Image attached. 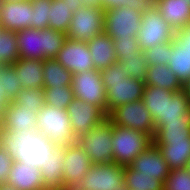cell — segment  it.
<instances>
[{"label":"cell","instance_id":"60d3db41","mask_svg":"<svg viewBox=\"0 0 190 190\" xmlns=\"http://www.w3.org/2000/svg\"><path fill=\"white\" fill-rule=\"evenodd\" d=\"M115 53L117 60L122 57H130L141 50L136 36H128L125 38H115Z\"/></svg>","mask_w":190,"mask_h":190},{"label":"cell","instance_id":"5b68a950","mask_svg":"<svg viewBox=\"0 0 190 190\" xmlns=\"http://www.w3.org/2000/svg\"><path fill=\"white\" fill-rule=\"evenodd\" d=\"M152 143V139L134 129L113 124L112 150L113 162L120 166H128Z\"/></svg>","mask_w":190,"mask_h":190},{"label":"cell","instance_id":"603a6c76","mask_svg":"<svg viewBox=\"0 0 190 190\" xmlns=\"http://www.w3.org/2000/svg\"><path fill=\"white\" fill-rule=\"evenodd\" d=\"M44 60L19 58L13 65L23 89L43 88Z\"/></svg>","mask_w":190,"mask_h":190},{"label":"cell","instance_id":"8d00e7d4","mask_svg":"<svg viewBox=\"0 0 190 190\" xmlns=\"http://www.w3.org/2000/svg\"><path fill=\"white\" fill-rule=\"evenodd\" d=\"M13 101L19 104L21 108L31 109L38 114L41 108L45 106L43 88L22 89Z\"/></svg>","mask_w":190,"mask_h":190},{"label":"cell","instance_id":"8fae6325","mask_svg":"<svg viewBox=\"0 0 190 190\" xmlns=\"http://www.w3.org/2000/svg\"><path fill=\"white\" fill-rule=\"evenodd\" d=\"M104 32L113 40L137 36L142 24V13L129 6H117L104 10Z\"/></svg>","mask_w":190,"mask_h":190},{"label":"cell","instance_id":"484cf974","mask_svg":"<svg viewBox=\"0 0 190 190\" xmlns=\"http://www.w3.org/2000/svg\"><path fill=\"white\" fill-rule=\"evenodd\" d=\"M174 93L175 92L158 86L145 85L142 101L147 107L149 113L152 115L154 124L161 117H164L166 101L168 99H172V95Z\"/></svg>","mask_w":190,"mask_h":190},{"label":"cell","instance_id":"7c38bea8","mask_svg":"<svg viewBox=\"0 0 190 190\" xmlns=\"http://www.w3.org/2000/svg\"><path fill=\"white\" fill-rule=\"evenodd\" d=\"M71 87L75 98L99 107L106 114V90L99 70L73 74Z\"/></svg>","mask_w":190,"mask_h":190},{"label":"cell","instance_id":"ee69618b","mask_svg":"<svg viewBox=\"0 0 190 190\" xmlns=\"http://www.w3.org/2000/svg\"><path fill=\"white\" fill-rule=\"evenodd\" d=\"M154 4V0H131L128 5L130 8L144 13Z\"/></svg>","mask_w":190,"mask_h":190},{"label":"cell","instance_id":"ba28073f","mask_svg":"<svg viewBox=\"0 0 190 190\" xmlns=\"http://www.w3.org/2000/svg\"><path fill=\"white\" fill-rule=\"evenodd\" d=\"M107 118L114 125L138 130L151 139L154 137V120L142 100L116 107L107 115Z\"/></svg>","mask_w":190,"mask_h":190},{"label":"cell","instance_id":"52a82bcc","mask_svg":"<svg viewBox=\"0 0 190 190\" xmlns=\"http://www.w3.org/2000/svg\"><path fill=\"white\" fill-rule=\"evenodd\" d=\"M176 31L164 20L153 4L142 13V24L136 38L141 50L175 40Z\"/></svg>","mask_w":190,"mask_h":190},{"label":"cell","instance_id":"d6986e66","mask_svg":"<svg viewBox=\"0 0 190 190\" xmlns=\"http://www.w3.org/2000/svg\"><path fill=\"white\" fill-rule=\"evenodd\" d=\"M7 183L18 190H45L40 168L13 160Z\"/></svg>","mask_w":190,"mask_h":190},{"label":"cell","instance_id":"836d02e7","mask_svg":"<svg viewBox=\"0 0 190 190\" xmlns=\"http://www.w3.org/2000/svg\"><path fill=\"white\" fill-rule=\"evenodd\" d=\"M119 62L123 65V71L128 77L144 81L149 64L144 57L143 50L130 57H122Z\"/></svg>","mask_w":190,"mask_h":190},{"label":"cell","instance_id":"7402d4cb","mask_svg":"<svg viewBox=\"0 0 190 190\" xmlns=\"http://www.w3.org/2000/svg\"><path fill=\"white\" fill-rule=\"evenodd\" d=\"M86 43L95 69L101 71L118 61L114 41L105 32L95 36Z\"/></svg>","mask_w":190,"mask_h":190},{"label":"cell","instance_id":"7dc6e473","mask_svg":"<svg viewBox=\"0 0 190 190\" xmlns=\"http://www.w3.org/2000/svg\"><path fill=\"white\" fill-rule=\"evenodd\" d=\"M9 101L7 100L4 90L0 84V116L3 113L4 108L8 105Z\"/></svg>","mask_w":190,"mask_h":190},{"label":"cell","instance_id":"44dd1931","mask_svg":"<svg viewBox=\"0 0 190 190\" xmlns=\"http://www.w3.org/2000/svg\"><path fill=\"white\" fill-rule=\"evenodd\" d=\"M65 152L66 146H55L46 163L40 167L45 189H64L63 165Z\"/></svg>","mask_w":190,"mask_h":190},{"label":"cell","instance_id":"4316f807","mask_svg":"<svg viewBox=\"0 0 190 190\" xmlns=\"http://www.w3.org/2000/svg\"><path fill=\"white\" fill-rule=\"evenodd\" d=\"M72 72L68 71L55 58L43 63V89L72 85Z\"/></svg>","mask_w":190,"mask_h":190},{"label":"cell","instance_id":"9a60e30c","mask_svg":"<svg viewBox=\"0 0 190 190\" xmlns=\"http://www.w3.org/2000/svg\"><path fill=\"white\" fill-rule=\"evenodd\" d=\"M64 159V189H72L84 178L93 163L78 143L66 146Z\"/></svg>","mask_w":190,"mask_h":190},{"label":"cell","instance_id":"ab89813d","mask_svg":"<svg viewBox=\"0 0 190 190\" xmlns=\"http://www.w3.org/2000/svg\"><path fill=\"white\" fill-rule=\"evenodd\" d=\"M163 190H190V172L186 169H173L166 177Z\"/></svg>","mask_w":190,"mask_h":190},{"label":"cell","instance_id":"d6a6232c","mask_svg":"<svg viewBox=\"0 0 190 190\" xmlns=\"http://www.w3.org/2000/svg\"><path fill=\"white\" fill-rule=\"evenodd\" d=\"M19 58L16 32L0 28V64L12 65Z\"/></svg>","mask_w":190,"mask_h":190},{"label":"cell","instance_id":"d590c367","mask_svg":"<svg viewBox=\"0 0 190 190\" xmlns=\"http://www.w3.org/2000/svg\"><path fill=\"white\" fill-rule=\"evenodd\" d=\"M43 91L45 105H51L57 109H66L75 98L71 86L46 88Z\"/></svg>","mask_w":190,"mask_h":190},{"label":"cell","instance_id":"f546056e","mask_svg":"<svg viewBox=\"0 0 190 190\" xmlns=\"http://www.w3.org/2000/svg\"><path fill=\"white\" fill-rule=\"evenodd\" d=\"M171 60L168 63L170 70L176 75L181 85L190 79V54L176 40H173Z\"/></svg>","mask_w":190,"mask_h":190},{"label":"cell","instance_id":"6da1fadb","mask_svg":"<svg viewBox=\"0 0 190 190\" xmlns=\"http://www.w3.org/2000/svg\"><path fill=\"white\" fill-rule=\"evenodd\" d=\"M0 146L14 160L40 168L46 163L56 145L37 130L14 132L0 128Z\"/></svg>","mask_w":190,"mask_h":190},{"label":"cell","instance_id":"cb8c5ba5","mask_svg":"<svg viewBox=\"0 0 190 190\" xmlns=\"http://www.w3.org/2000/svg\"><path fill=\"white\" fill-rule=\"evenodd\" d=\"M160 149L170 170L186 168L190 159V137L185 140L154 144Z\"/></svg>","mask_w":190,"mask_h":190},{"label":"cell","instance_id":"4dcf8cb0","mask_svg":"<svg viewBox=\"0 0 190 190\" xmlns=\"http://www.w3.org/2000/svg\"><path fill=\"white\" fill-rule=\"evenodd\" d=\"M124 180L128 190H163V183L159 179L141 174L130 165L124 167Z\"/></svg>","mask_w":190,"mask_h":190},{"label":"cell","instance_id":"1f68e13d","mask_svg":"<svg viewBox=\"0 0 190 190\" xmlns=\"http://www.w3.org/2000/svg\"><path fill=\"white\" fill-rule=\"evenodd\" d=\"M71 8L62 0H52L49 9L48 28L66 33L72 18Z\"/></svg>","mask_w":190,"mask_h":190},{"label":"cell","instance_id":"e0dca14e","mask_svg":"<svg viewBox=\"0 0 190 190\" xmlns=\"http://www.w3.org/2000/svg\"><path fill=\"white\" fill-rule=\"evenodd\" d=\"M130 166L141 174L150 175L159 179L163 184L170 174V169L157 145L150 144L141 154H139Z\"/></svg>","mask_w":190,"mask_h":190},{"label":"cell","instance_id":"bcb514c9","mask_svg":"<svg viewBox=\"0 0 190 190\" xmlns=\"http://www.w3.org/2000/svg\"><path fill=\"white\" fill-rule=\"evenodd\" d=\"M64 3L68 5L69 8H71L72 13H75L78 9L83 7L82 0H62Z\"/></svg>","mask_w":190,"mask_h":190},{"label":"cell","instance_id":"c3c4849f","mask_svg":"<svg viewBox=\"0 0 190 190\" xmlns=\"http://www.w3.org/2000/svg\"><path fill=\"white\" fill-rule=\"evenodd\" d=\"M84 6L102 7L101 0H82Z\"/></svg>","mask_w":190,"mask_h":190},{"label":"cell","instance_id":"b9f144b4","mask_svg":"<svg viewBox=\"0 0 190 190\" xmlns=\"http://www.w3.org/2000/svg\"><path fill=\"white\" fill-rule=\"evenodd\" d=\"M13 160V157L0 146V185L7 182Z\"/></svg>","mask_w":190,"mask_h":190},{"label":"cell","instance_id":"f1b7e54d","mask_svg":"<svg viewBox=\"0 0 190 190\" xmlns=\"http://www.w3.org/2000/svg\"><path fill=\"white\" fill-rule=\"evenodd\" d=\"M190 137L188 121L164 122L157 127L152 139L153 144H165L167 141L185 140Z\"/></svg>","mask_w":190,"mask_h":190},{"label":"cell","instance_id":"2e32d148","mask_svg":"<svg viewBox=\"0 0 190 190\" xmlns=\"http://www.w3.org/2000/svg\"><path fill=\"white\" fill-rule=\"evenodd\" d=\"M31 0L0 2V27L10 31L32 28Z\"/></svg>","mask_w":190,"mask_h":190},{"label":"cell","instance_id":"f907efd6","mask_svg":"<svg viewBox=\"0 0 190 190\" xmlns=\"http://www.w3.org/2000/svg\"><path fill=\"white\" fill-rule=\"evenodd\" d=\"M0 190H18L16 189L14 186L6 183H3L2 185H0Z\"/></svg>","mask_w":190,"mask_h":190},{"label":"cell","instance_id":"5bb4252c","mask_svg":"<svg viewBox=\"0 0 190 190\" xmlns=\"http://www.w3.org/2000/svg\"><path fill=\"white\" fill-rule=\"evenodd\" d=\"M55 59L72 74L95 69L87 43L67 38Z\"/></svg>","mask_w":190,"mask_h":190},{"label":"cell","instance_id":"8992f818","mask_svg":"<svg viewBox=\"0 0 190 190\" xmlns=\"http://www.w3.org/2000/svg\"><path fill=\"white\" fill-rule=\"evenodd\" d=\"M113 124L106 118L86 134L77 138V143L89 156L93 164L113 162L112 150Z\"/></svg>","mask_w":190,"mask_h":190},{"label":"cell","instance_id":"3957f363","mask_svg":"<svg viewBox=\"0 0 190 190\" xmlns=\"http://www.w3.org/2000/svg\"><path fill=\"white\" fill-rule=\"evenodd\" d=\"M16 36L20 58L37 60L55 58L67 39L66 33L51 28H26L16 31Z\"/></svg>","mask_w":190,"mask_h":190},{"label":"cell","instance_id":"816d5d0a","mask_svg":"<svg viewBox=\"0 0 190 190\" xmlns=\"http://www.w3.org/2000/svg\"><path fill=\"white\" fill-rule=\"evenodd\" d=\"M19 2V1H28V0H0V2Z\"/></svg>","mask_w":190,"mask_h":190},{"label":"cell","instance_id":"4fadbf2b","mask_svg":"<svg viewBox=\"0 0 190 190\" xmlns=\"http://www.w3.org/2000/svg\"><path fill=\"white\" fill-rule=\"evenodd\" d=\"M66 112L76 138L88 133L91 128L96 127L107 118V115L99 107L77 98H74L67 106Z\"/></svg>","mask_w":190,"mask_h":190},{"label":"cell","instance_id":"ffe728a7","mask_svg":"<svg viewBox=\"0 0 190 190\" xmlns=\"http://www.w3.org/2000/svg\"><path fill=\"white\" fill-rule=\"evenodd\" d=\"M164 20L179 31L190 25V3L185 0H154Z\"/></svg>","mask_w":190,"mask_h":190},{"label":"cell","instance_id":"74e56055","mask_svg":"<svg viewBox=\"0 0 190 190\" xmlns=\"http://www.w3.org/2000/svg\"><path fill=\"white\" fill-rule=\"evenodd\" d=\"M172 48L173 40L143 50L144 57L149 65H168Z\"/></svg>","mask_w":190,"mask_h":190},{"label":"cell","instance_id":"f6af8a7d","mask_svg":"<svg viewBox=\"0 0 190 190\" xmlns=\"http://www.w3.org/2000/svg\"><path fill=\"white\" fill-rule=\"evenodd\" d=\"M131 0H101V5L104 10L117 7V6H128Z\"/></svg>","mask_w":190,"mask_h":190},{"label":"cell","instance_id":"f35d334b","mask_svg":"<svg viewBox=\"0 0 190 190\" xmlns=\"http://www.w3.org/2000/svg\"><path fill=\"white\" fill-rule=\"evenodd\" d=\"M52 0H31L32 29L43 30L48 28L49 9Z\"/></svg>","mask_w":190,"mask_h":190},{"label":"cell","instance_id":"7a4b0ae2","mask_svg":"<svg viewBox=\"0 0 190 190\" xmlns=\"http://www.w3.org/2000/svg\"><path fill=\"white\" fill-rule=\"evenodd\" d=\"M100 72L106 90V115L118 106L142 100L144 81L128 77L119 61Z\"/></svg>","mask_w":190,"mask_h":190},{"label":"cell","instance_id":"30bf717a","mask_svg":"<svg viewBox=\"0 0 190 190\" xmlns=\"http://www.w3.org/2000/svg\"><path fill=\"white\" fill-rule=\"evenodd\" d=\"M119 186H126L124 166L111 162L93 164L84 178L74 185L72 190H118Z\"/></svg>","mask_w":190,"mask_h":190},{"label":"cell","instance_id":"7bdbcfd3","mask_svg":"<svg viewBox=\"0 0 190 190\" xmlns=\"http://www.w3.org/2000/svg\"><path fill=\"white\" fill-rule=\"evenodd\" d=\"M175 40L190 54V25L176 31Z\"/></svg>","mask_w":190,"mask_h":190},{"label":"cell","instance_id":"9c48e42d","mask_svg":"<svg viewBox=\"0 0 190 190\" xmlns=\"http://www.w3.org/2000/svg\"><path fill=\"white\" fill-rule=\"evenodd\" d=\"M104 21L102 7L83 6L73 13L66 36L76 41H90L104 32Z\"/></svg>","mask_w":190,"mask_h":190},{"label":"cell","instance_id":"83f0119b","mask_svg":"<svg viewBox=\"0 0 190 190\" xmlns=\"http://www.w3.org/2000/svg\"><path fill=\"white\" fill-rule=\"evenodd\" d=\"M145 85H153L168 89L172 92L182 90V85L168 65H149Z\"/></svg>","mask_w":190,"mask_h":190},{"label":"cell","instance_id":"d4e9b609","mask_svg":"<svg viewBox=\"0 0 190 190\" xmlns=\"http://www.w3.org/2000/svg\"><path fill=\"white\" fill-rule=\"evenodd\" d=\"M188 121L190 123V102L183 90L175 92L172 99L166 101L164 117L155 123V129L164 122Z\"/></svg>","mask_w":190,"mask_h":190},{"label":"cell","instance_id":"db71d44e","mask_svg":"<svg viewBox=\"0 0 190 190\" xmlns=\"http://www.w3.org/2000/svg\"><path fill=\"white\" fill-rule=\"evenodd\" d=\"M186 169L190 172V159H189V161L187 163Z\"/></svg>","mask_w":190,"mask_h":190},{"label":"cell","instance_id":"f5cc1de1","mask_svg":"<svg viewBox=\"0 0 190 190\" xmlns=\"http://www.w3.org/2000/svg\"><path fill=\"white\" fill-rule=\"evenodd\" d=\"M118 190H128L126 186H119Z\"/></svg>","mask_w":190,"mask_h":190},{"label":"cell","instance_id":"277c9868","mask_svg":"<svg viewBox=\"0 0 190 190\" xmlns=\"http://www.w3.org/2000/svg\"><path fill=\"white\" fill-rule=\"evenodd\" d=\"M36 128L56 146L77 143L66 109L45 105L37 114Z\"/></svg>","mask_w":190,"mask_h":190},{"label":"cell","instance_id":"e575fe53","mask_svg":"<svg viewBox=\"0 0 190 190\" xmlns=\"http://www.w3.org/2000/svg\"><path fill=\"white\" fill-rule=\"evenodd\" d=\"M0 84L8 101H13L23 89L20 86L18 75L15 72V66L13 64L2 65L0 67Z\"/></svg>","mask_w":190,"mask_h":190},{"label":"cell","instance_id":"681fc988","mask_svg":"<svg viewBox=\"0 0 190 190\" xmlns=\"http://www.w3.org/2000/svg\"><path fill=\"white\" fill-rule=\"evenodd\" d=\"M182 90L184 91L190 102V79L185 84L182 85Z\"/></svg>","mask_w":190,"mask_h":190},{"label":"cell","instance_id":"ac0fdd59","mask_svg":"<svg viewBox=\"0 0 190 190\" xmlns=\"http://www.w3.org/2000/svg\"><path fill=\"white\" fill-rule=\"evenodd\" d=\"M37 114L31 109L21 108L14 101H9L0 116V128L14 132L37 130Z\"/></svg>","mask_w":190,"mask_h":190}]
</instances>
